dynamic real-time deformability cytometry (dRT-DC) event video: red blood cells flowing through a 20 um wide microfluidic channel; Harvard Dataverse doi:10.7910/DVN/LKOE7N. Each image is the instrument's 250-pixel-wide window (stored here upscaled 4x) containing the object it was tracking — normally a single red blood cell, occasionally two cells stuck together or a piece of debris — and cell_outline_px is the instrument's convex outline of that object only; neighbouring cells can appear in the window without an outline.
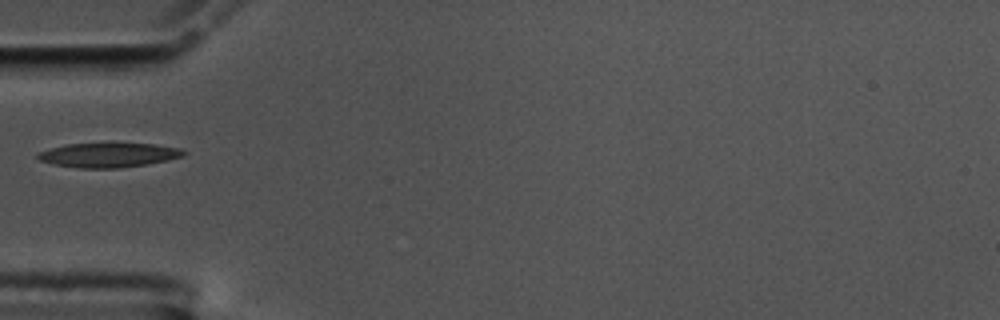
{"species": "common noctule bat (a hibernating species)", "species_latin": "Nyctalus noctula", "temperature_condition": "cold", "stored_images_in_passage": 38, "camera_frame_rate_fps": 3000, "um_per_image_px": 0.085, "animal": {"sex": "male", "body_mass_g": 17.5, "forearm_length_mm": 52.3}, "frame": {"image": 1, "passage_image": 1, "time_ms": 0.0, "image_size_px": [1000, 320], "cell_outline_px": [[188, 152], [184, 156], [168, 160], [148, 164], [120, 168], [80, 168], [52, 164], [40, 160], [36, 156], [40, 152], [52, 148], [68, 144], [152, 144], [180, 148]], "centroid_in_image_um": [9.27, 13.19], "position_along_channel_um": 75.7, "area_um2": 20.52}}
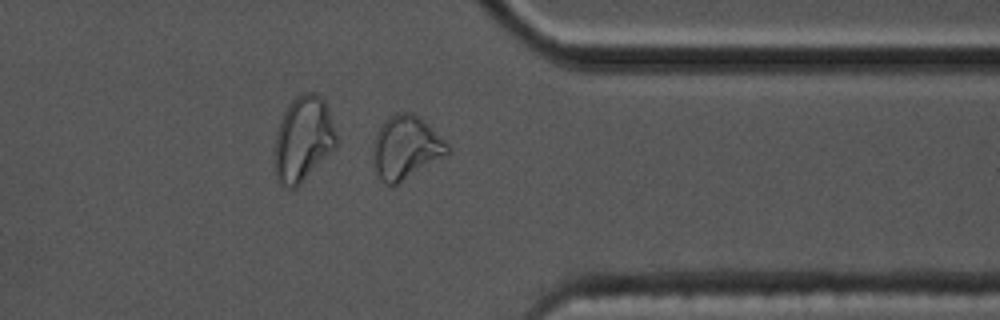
{"frame": {"image": 2, "passage_image": 27, "time_ms": 8.667, "image_size_px": [1000, 320], "cell_outline_px": [[452, 152], [448, 156], [396, 184], [384, 184], [380, 180], [376, 172], [372, 148], [372, 144], [376, 132], [384, 120], [388, 116], [396, 112], [412, 112], [420, 116], [452, 148]], "centroid_in_image_um": [34.52, 12.52], "position_along_channel_um": 376.9, "area_um2": 27.92}}